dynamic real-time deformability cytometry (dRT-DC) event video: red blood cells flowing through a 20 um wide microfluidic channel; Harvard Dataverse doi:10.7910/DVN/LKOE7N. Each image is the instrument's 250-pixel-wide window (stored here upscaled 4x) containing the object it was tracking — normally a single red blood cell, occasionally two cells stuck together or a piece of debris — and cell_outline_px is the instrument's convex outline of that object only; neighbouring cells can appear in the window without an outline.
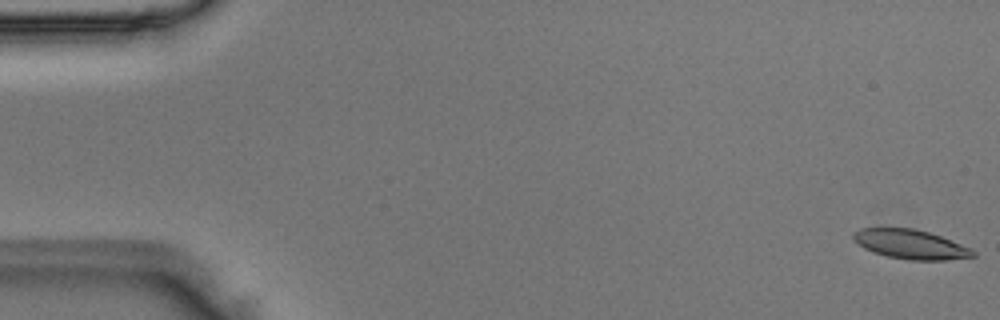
{"species": "Egyptian fruit bat (a non-hibernating species)", "species_latin": "Rousettus aegyptiacus", "temperature_condition": "room temperature", "stored_images_in_passage": 50, "camera_frame_rate_fps": 3000, "um_per_image_px": 0.085, "animal": {"sex": "male"}, "frame": {"image": 1, "passage_image": 1, "time_ms": 0.0, "image_size_px": [1000, 320], "cell_outline_px": [[976, 256], [948, 260], [912, 260], [888, 256], [864, 248], [852, 240], [852, 232], [860, 228], [912, 228], [928, 232], [940, 236], [972, 248], [976, 252]], "centroid_in_image_um": [77.4, 20.76], "position_along_channel_um": 7.6, "area_um2": 20.4}}
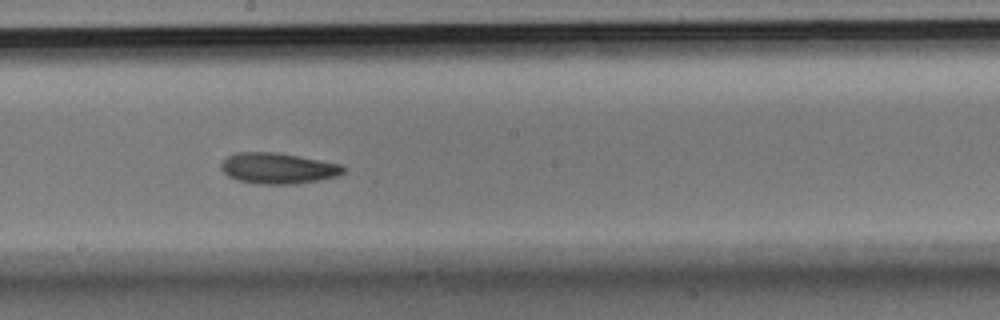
{"frame": {"image": 2, "passage_image": 28, "time_ms": 9.0, "image_size_px": [1000, 320], "cell_outline_px": [[348, 168], [340, 176], [296, 184], [256, 184], [236, 180], [228, 176], [220, 168], [220, 164], [228, 156], [236, 152], [280, 152], [340, 164]], "centroid_in_image_um": [23.64, 14.3], "position_along_channel_um": 224.6, "area_um2": 22.31}}
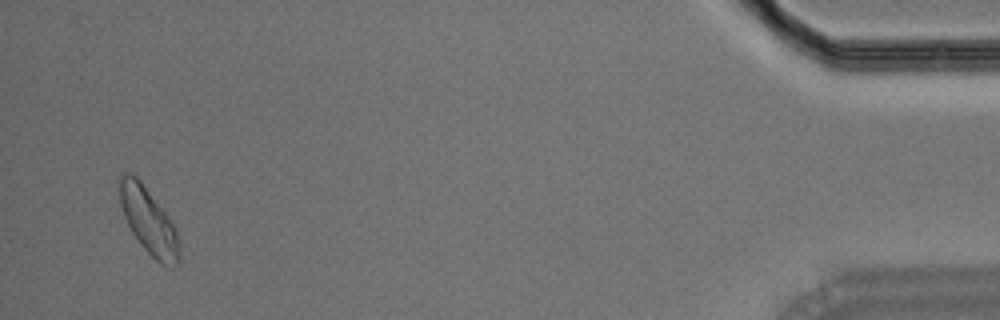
{"frame": {"image": 3, "passage_image": 49, "time_ms": 16.0, "image_size_px": [1000, 320], "cell_outline_px": [[180, 260], [172, 268], [168, 268], [160, 264], [140, 244], [132, 232], [124, 216], [120, 204], [120, 176], [124, 172], [136, 176], [140, 180], [164, 212], [172, 224], [176, 232], [180, 252]], "centroid_in_image_um": [12.63, 18.83], "position_along_channel_um": 422.6, "area_um2": 22.43}}